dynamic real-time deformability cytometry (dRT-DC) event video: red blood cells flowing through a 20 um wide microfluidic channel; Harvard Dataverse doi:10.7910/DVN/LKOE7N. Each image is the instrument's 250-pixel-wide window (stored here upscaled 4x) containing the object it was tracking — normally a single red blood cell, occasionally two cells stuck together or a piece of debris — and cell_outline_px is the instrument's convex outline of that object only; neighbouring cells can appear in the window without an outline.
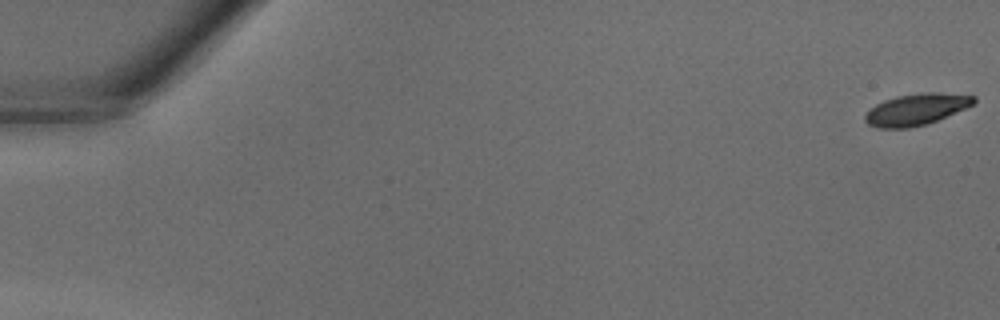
{"species": "common noctule bat (a hibernating species)", "species_latin": "Nyctalus noctula", "temperature_condition": "warm", "stored_images_in_passage": 6, "camera_frame_rate_fps": 3000, "um_per_image_px": 0.085, "animal": {"sex": "male", "body_mass_g": 18.8}, "frame": {"image": 1, "passage_image": 1, "time_ms": 0.0, "image_size_px": [1000, 320], "cell_outline_px": [[976, 100], [972, 104], [964, 108], [936, 120], [924, 124], [908, 128], [876, 128], [868, 124], [864, 120], [864, 116], [876, 104], [884, 100], [896, 96], [920, 92], [940, 92], [976, 96]], "centroid_in_image_um": [77.85, 9.28], "position_along_channel_um": 7.2, "area_um2": 19.71}}